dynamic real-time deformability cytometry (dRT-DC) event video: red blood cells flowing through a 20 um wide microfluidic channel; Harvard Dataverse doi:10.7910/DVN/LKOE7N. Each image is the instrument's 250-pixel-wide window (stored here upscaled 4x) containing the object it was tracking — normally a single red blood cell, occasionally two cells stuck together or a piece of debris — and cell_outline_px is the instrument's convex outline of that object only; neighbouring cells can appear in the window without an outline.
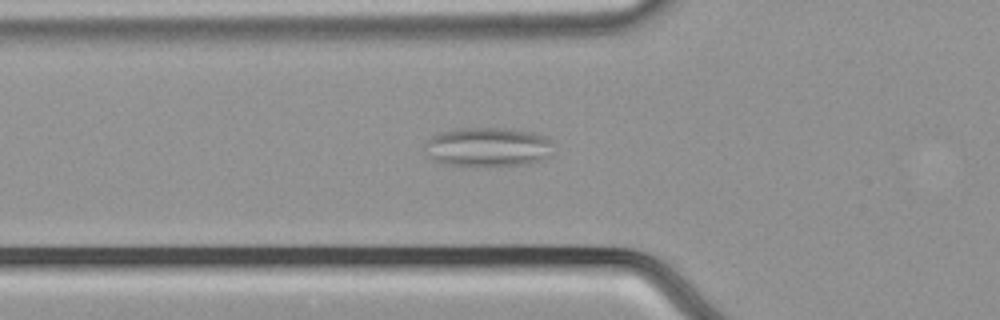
{"species": "common noctule bat (a hibernating species)", "species_latin": "Nyctalus noctula", "temperature_condition": "cold", "stored_images_in_passage": 40, "camera_frame_rate_fps": 3000, "um_per_image_px": 0.085, "animal": {"sex": "male", "body_mass_g": 21.5, "forearm_length_mm": 52.0}, "frame": {"image": 1, "passage_image": 12, "time_ms": 3.667, "image_size_px": [1000, 320], "cell_outline_px": [[552, 156], [544, 160], [532, 164], [488, 168], [476, 168], [444, 164], [432, 160], [428, 156], [424, 144], [432, 136], [440, 132], [456, 128], [504, 128], [536, 132], [548, 136], [552, 140]], "centroid_in_image_um": [41.53, 12.54], "position_along_channel_um": 84.3, "area_um2": 30.92}, "authors_computed_cell_mechanics": {"area_um2": 25.1719, "velocity_mm_per_s": 3.7271, "shape_relaxation_time_tau1_ms": null, "shape_relaxation_time_tau2_ms": 2.0989, "deformation_change_tau1": null, "deformation_change_tau2": 0.0783}}